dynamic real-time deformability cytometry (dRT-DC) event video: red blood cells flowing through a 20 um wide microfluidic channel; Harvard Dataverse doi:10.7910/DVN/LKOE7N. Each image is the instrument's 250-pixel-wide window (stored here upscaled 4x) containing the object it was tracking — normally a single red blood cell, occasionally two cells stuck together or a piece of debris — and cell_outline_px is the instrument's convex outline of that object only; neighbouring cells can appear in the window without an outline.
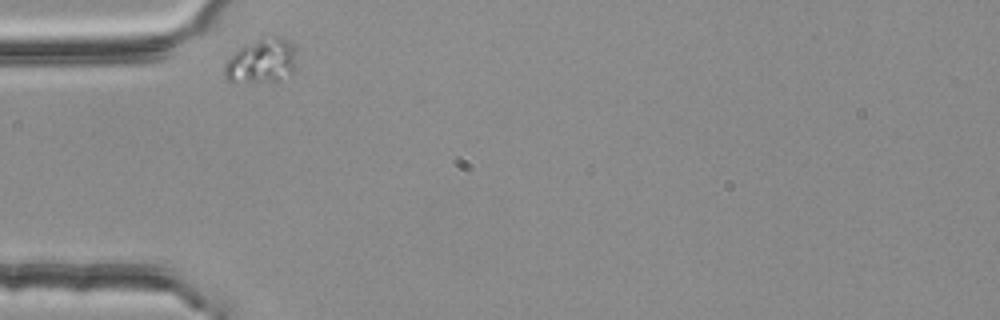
{"species": "common noctule bat (a hibernating species)", "species_latin": "Nyctalus noctula", "temperature_condition": "room temperature", "stored_images_in_passage": 33, "camera_frame_rate_fps": 3000, "um_per_image_px": 0.085, "animal": {"sex": "female", "body_mass_g": 25.1}, "frame": {"image": 1, "passage_image": 1, "time_ms": 0.0, "image_size_px": [1000, 320], "cell_outline_px": [[292, 76], [280, 80], [228, 80], [224, 76], [224, 64], [240, 48], [256, 40], [272, 36], [280, 36], [288, 40], [292, 48]], "centroid_in_image_um": [22.21, 5.17], "position_along_channel_um": 62.8, "area_um2": 17.57}}